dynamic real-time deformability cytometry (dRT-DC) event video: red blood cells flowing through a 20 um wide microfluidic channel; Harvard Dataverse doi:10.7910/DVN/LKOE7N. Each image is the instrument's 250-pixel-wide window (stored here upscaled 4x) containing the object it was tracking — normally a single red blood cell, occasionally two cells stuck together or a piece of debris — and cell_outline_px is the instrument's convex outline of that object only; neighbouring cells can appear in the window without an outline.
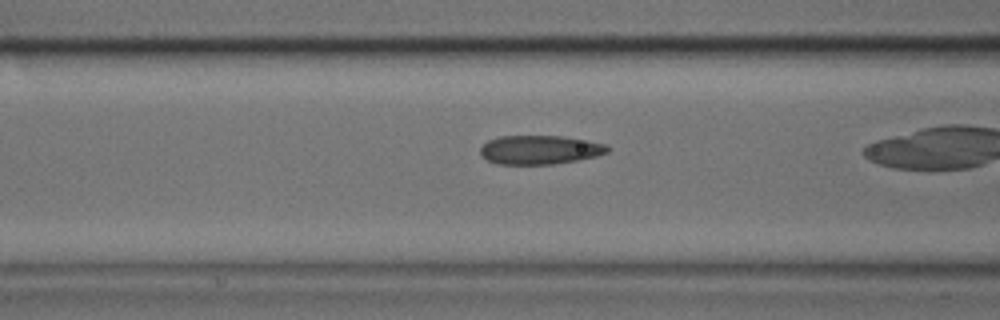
{"species": "common noctule bat (a hibernating species)", "species_latin": "Nyctalus noctula", "temperature_condition": "cold", "stored_images_in_passage": 27, "camera_frame_rate_fps": 3000, "um_per_image_px": 0.085, "animal": {"sex": "male", "body_mass_g": 17.9, "forearm_length_mm": 54.2}, "frame": {"image": 1, "passage_image": 8, "time_ms": 2.333, "image_size_px": [1000, 320], "cell_outline_px": [[612, 148], [608, 152], [596, 156], [556, 164], [496, 164], [488, 160], [480, 152], [480, 148], [488, 140], [500, 136], [564, 136], [588, 140], [608, 144]], "centroid_in_image_um": [45.94, 12.72], "position_along_channel_um": 120.7, "area_um2": 21.56}}
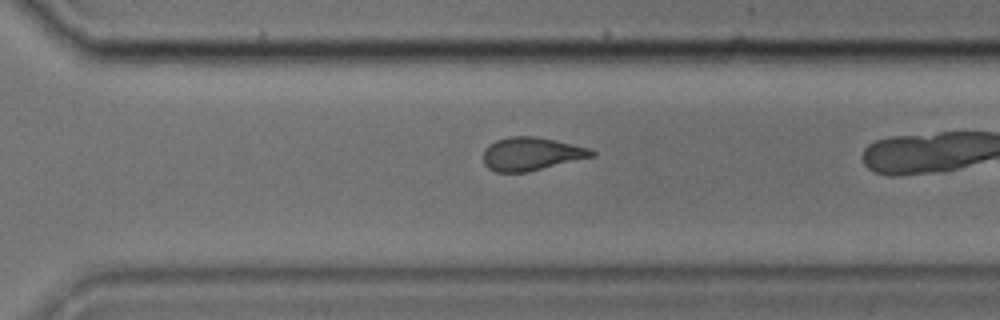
{"frame": {"image": 2, "passage_image": 23, "time_ms": 7.333, "image_size_px": [1000, 320], "cell_outline_px": [[596, 156], [528, 172], [496, 172], [488, 168], [484, 164], [484, 148], [496, 140], [512, 136], [536, 136], [588, 148], [596, 152]], "centroid_in_image_um": [45.16, 13.09], "position_along_channel_um": 325.4, "area_um2": 20.92}}